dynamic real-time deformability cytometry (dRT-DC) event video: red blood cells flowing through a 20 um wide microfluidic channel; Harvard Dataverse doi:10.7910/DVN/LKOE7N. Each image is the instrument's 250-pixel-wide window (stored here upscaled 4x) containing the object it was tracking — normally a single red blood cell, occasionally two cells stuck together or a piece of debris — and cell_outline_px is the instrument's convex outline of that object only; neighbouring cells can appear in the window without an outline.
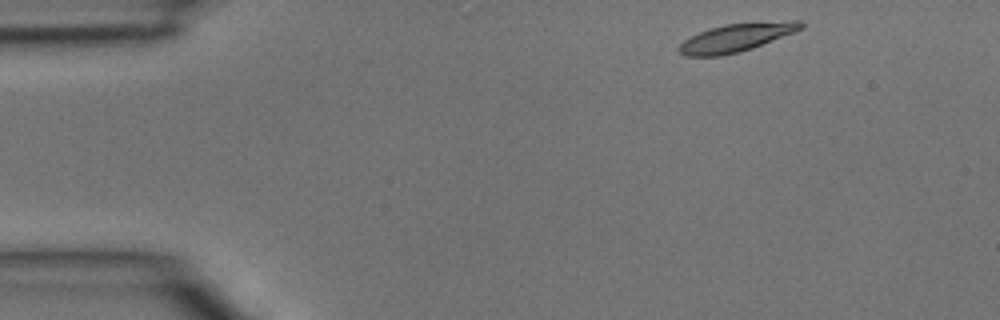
{"species": "common noctule bat (a hibernating species)", "species_latin": "Nyctalus noctula", "temperature_condition": "room temperature", "stored_images_in_passage": 40, "camera_frame_rate_fps": 3000, "um_per_image_px": 0.085, "animal": {"sex": "male", "body_mass_g": 15.6}, "frame": {"image": 1, "passage_image": 1, "time_ms": 0.0, "image_size_px": [1000, 320], "cell_outline_px": [[804, 28], [796, 32], [752, 48], [740, 52], [720, 56], [684, 56], [676, 52], [676, 48], [684, 40], [708, 28], [724, 24], [792, 20], [800, 20], [804, 24]], "centroid_in_image_um": [62.59, 3.2], "position_along_channel_um": 22.4, "area_um2": 20.23}}
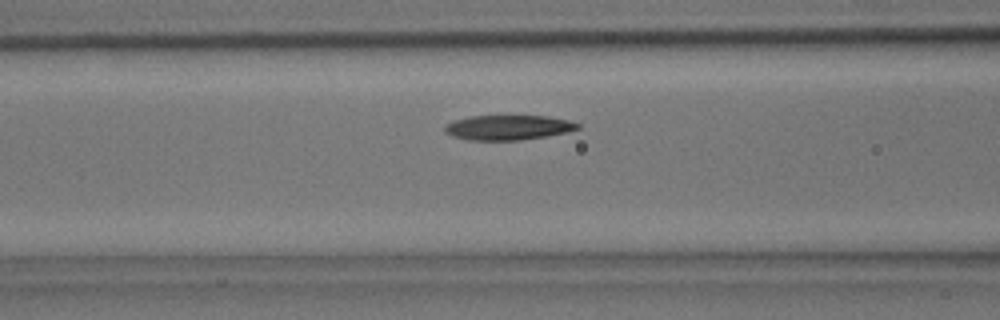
{"frame": {"image": 2, "passage_image": 13, "time_ms": 4.0, "image_size_px": [1000, 320], "cell_outline_px": [[580, 128], [568, 132], [520, 140], [468, 140], [452, 136], [444, 132], [444, 124], [452, 120], [468, 116], [548, 116], [568, 120], [580, 124]], "centroid_in_image_um": [43.14, 10.83], "position_along_channel_um": 123.5, "area_um2": 19.36}}
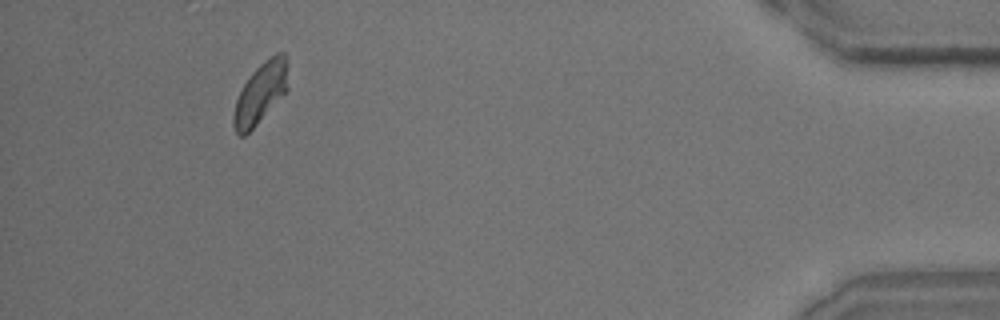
{"frame": {"image": 3, "passage_image": 37, "time_ms": 12.0, "image_size_px": [1000, 320], "cell_outline_px": [[288, 88], [256, 124], [244, 136], [240, 136], [236, 132], [232, 124], [232, 116], [236, 100], [244, 84], [252, 72], [264, 60], [276, 52], [284, 52], [288, 64]], "centroid_in_image_um": [22.14, 7.87], "position_along_channel_um": 413.1, "area_um2": 19.07}}